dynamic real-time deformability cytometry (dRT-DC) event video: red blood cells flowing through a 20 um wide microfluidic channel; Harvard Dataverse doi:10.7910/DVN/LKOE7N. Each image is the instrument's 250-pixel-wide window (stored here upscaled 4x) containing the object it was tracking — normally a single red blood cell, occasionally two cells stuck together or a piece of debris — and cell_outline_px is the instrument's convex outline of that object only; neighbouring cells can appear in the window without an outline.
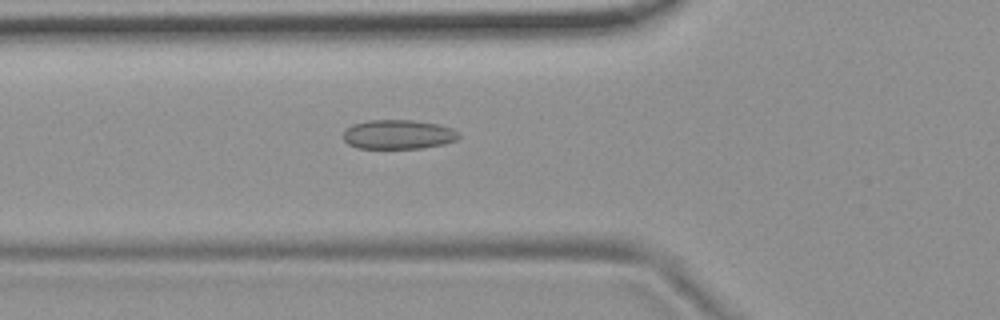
{"species": "common noctule bat (a hibernating species)", "species_latin": "Nyctalus noctula", "temperature_condition": "room temperature", "stored_images_in_passage": 54, "camera_frame_rate_fps": 3000, "um_per_image_px": 0.085, "animal": {"sex": "female", "body_mass_g": 19.9}, "frame": {"image": 1, "passage_image": 19, "time_ms": 6.0, "image_size_px": [1000, 320], "cell_outline_px": [[460, 136], [456, 140], [444, 144], [420, 148], [356, 148], [348, 144], [344, 140], [344, 132], [352, 124], [368, 120], [412, 120], [436, 124], [452, 128]], "centroid_in_image_um": [33.83, 11.43], "position_along_channel_um": 92.0, "area_um2": 19.59}}
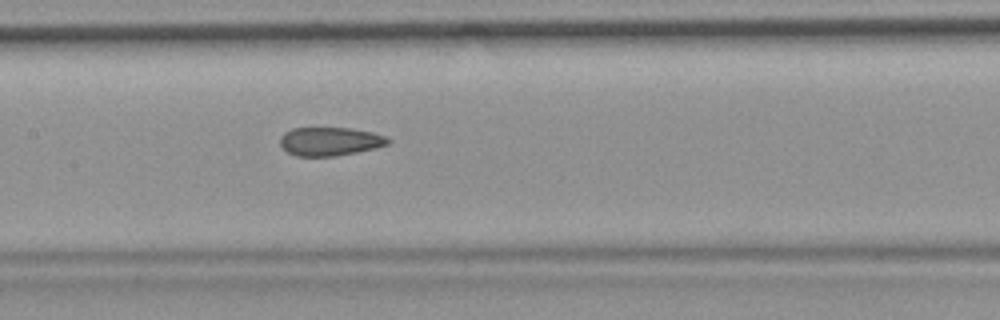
{"frame": {"image": 2, "passage_image": 26, "time_ms": 8.333, "image_size_px": [1000, 320], "cell_outline_px": [[392, 140], [388, 144], [376, 148], [336, 156], [296, 156], [288, 152], [280, 144], [280, 136], [284, 132], [292, 128], [352, 128], [372, 132], [384, 136]], "centroid_in_image_um": [28.04, 12.01], "position_along_channel_um": 179.4, "area_um2": 17.98}}
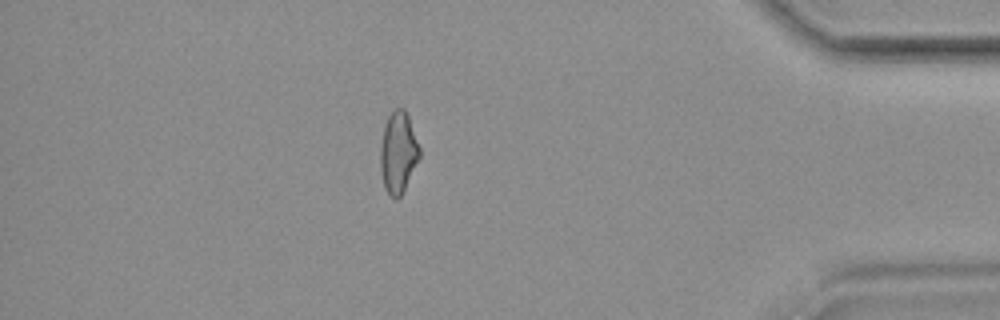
{"frame": {"image": 3, "passage_image": 47, "time_ms": 15.333, "image_size_px": [1000, 320], "cell_outline_px": [[420, 156], [400, 196], [396, 200], [384, 188], [380, 168], [380, 148], [384, 128], [388, 116], [396, 108], [404, 108], [408, 116], [420, 148]], "centroid_in_image_um": [33.84, 12.95], "position_along_channel_um": 401.4, "area_um2": 18.21}, "authors_computed_cell_mechanics": {"area_um2": 19.3052, "velocity_mm_per_s": 3.7243, "shape_relaxation_time_tau1_ms": null, "shape_relaxation_time_tau2_ms": 2.5129, "deformation_change_tau1": null, "deformation_change_tau2": 0.0976}}